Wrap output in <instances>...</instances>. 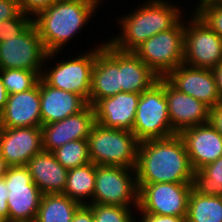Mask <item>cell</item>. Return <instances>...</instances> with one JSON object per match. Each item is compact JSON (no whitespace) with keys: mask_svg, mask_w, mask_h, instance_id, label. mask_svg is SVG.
<instances>
[{"mask_svg":"<svg viewBox=\"0 0 222 222\" xmlns=\"http://www.w3.org/2000/svg\"><path fill=\"white\" fill-rule=\"evenodd\" d=\"M165 79L177 90L202 101L209 107L222 102L212 69L181 64Z\"/></svg>","mask_w":222,"mask_h":222,"instance_id":"cell-13","label":"cell"},{"mask_svg":"<svg viewBox=\"0 0 222 222\" xmlns=\"http://www.w3.org/2000/svg\"><path fill=\"white\" fill-rule=\"evenodd\" d=\"M95 176L96 165L92 162L69 169L63 195L68 196L81 205L93 204ZM88 200L89 202H86Z\"/></svg>","mask_w":222,"mask_h":222,"instance_id":"cell-24","label":"cell"},{"mask_svg":"<svg viewBox=\"0 0 222 222\" xmlns=\"http://www.w3.org/2000/svg\"><path fill=\"white\" fill-rule=\"evenodd\" d=\"M4 180L9 190L8 221H35L43 193L27 166H9Z\"/></svg>","mask_w":222,"mask_h":222,"instance_id":"cell-12","label":"cell"},{"mask_svg":"<svg viewBox=\"0 0 222 222\" xmlns=\"http://www.w3.org/2000/svg\"><path fill=\"white\" fill-rule=\"evenodd\" d=\"M197 4L193 11L222 38V4L216 0H199Z\"/></svg>","mask_w":222,"mask_h":222,"instance_id":"cell-31","label":"cell"},{"mask_svg":"<svg viewBox=\"0 0 222 222\" xmlns=\"http://www.w3.org/2000/svg\"><path fill=\"white\" fill-rule=\"evenodd\" d=\"M68 1H79L82 3L88 4L89 6L95 8V9L99 8V5H102L101 4L102 0H68Z\"/></svg>","mask_w":222,"mask_h":222,"instance_id":"cell-42","label":"cell"},{"mask_svg":"<svg viewBox=\"0 0 222 222\" xmlns=\"http://www.w3.org/2000/svg\"><path fill=\"white\" fill-rule=\"evenodd\" d=\"M42 75V71L21 69H0V77L8 94L19 93L34 88Z\"/></svg>","mask_w":222,"mask_h":222,"instance_id":"cell-29","label":"cell"},{"mask_svg":"<svg viewBox=\"0 0 222 222\" xmlns=\"http://www.w3.org/2000/svg\"><path fill=\"white\" fill-rule=\"evenodd\" d=\"M132 132L139 142L164 139L176 134L168 115L164 78H159L149 89L141 93Z\"/></svg>","mask_w":222,"mask_h":222,"instance_id":"cell-6","label":"cell"},{"mask_svg":"<svg viewBox=\"0 0 222 222\" xmlns=\"http://www.w3.org/2000/svg\"><path fill=\"white\" fill-rule=\"evenodd\" d=\"M164 90L171 127L176 134H180L186 128L208 123L209 106L180 92L165 78Z\"/></svg>","mask_w":222,"mask_h":222,"instance_id":"cell-17","label":"cell"},{"mask_svg":"<svg viewBox=\"0 0 222 222\" xmlns=\"http://www.w3.org/2000/svg\"><path fill=\"white\" fill-rule=\"evenodd\" d=\"M57 0H18L20 9L31 18H35Z\"/></svg>","mask_w":222,"mask_h":222,"instance_id":"cell-33","label":"cell"},{"mask_svg":"<svg viewBox=\"0 0 222 222\" xmlns=\"http://www.w3.org/2000/svg\"><path fill=\"white\" fill-rule=\"evenodd\" d=\"M2 117L4 128L42 127L40 80L32 89L9 94Z\"/></svg>","mask_w":222,"mask_h":222,"instance_id":"cell-20","label":"cell"},{"mask_svg":"<svg viewBox=\"0 0 222 222\" xmlns=\"http://www.w3.org/2000/svg\"><path fill=\"white\" fill-rule=\"evenodd\" d=\"M32 22L33 18L22 11L14 18L1 21L0 42H5V39L16 38V36L20 35Z\"/></svg>","mask_w":222,"mask_h":222,"instance_id":"cell-32","label":"cell"},{"mask_svg":"<svg viewBox=\"0 0 222 222\" xmlns=\"http://www.w3.org/2000/svg\"><path fill=\"white\" fill-rule=\"evenodd\" d=\"M184 16L169 30L152 36L133 52L159 77L183 64Z\"/></svg>","mask_w":222,"mask_h":222,"instance_id":"cell-5","label":"cell"},{"mask_svg":"<svg viewBox=\"0 0 222 222\" xmlns=\"http://www.w3.org/2000/svg\"><path fill=\"white\" fill-rule=\"evenodd\" d=\"M191 13L192 15L188 17L189 22L184 20L183 64L195 68L213 69L222 61V38L194 11Z\"/></svg>","mask_w":222,"mask_h":222,"instance_id":"cell-10","label":"cell"},{"mask_svg":"<svg viewBox=\"0 0 222 222\" xmlns=\"http://www.w3.org/2000/svg\"><path fill=\"white\" fill-rule=\"evenodd\" d=\"M9 190L7 189L6 182L3 178H0V214L8 221V198Z\"/></svg>","mask_w":222,"mask_h":222,"instance_id":"cell-37","label":"cell"},{"mask_svg":"<svg viewBox=\"0 0 222 222\" xmlns=\"http://www.w3.org/2000/svg\"><path fill=\"white\" fill-rule=\"evenodd\" d=\"M4 129L3 127V117H2V110L0 109V132Z\"/></svg>","mask_w":222,"mask_h":222,"instance_id":"cell-43","label":"cell"},{"mask_svg":"<svg viewBox=\"0 0 222 222\" xmlns=\"http://www.w3.org/2000/svg\"><path fill=\"white\" fill-rule=\"evenodd\" d=\"M7 222H34V221H7Z\"/></svg>","mask_w":222,"mask_h":222,"instance_id":"cell-45","label":"cell"},{"mask_svg":"<svg viewBox=\"0 0 222 222\" xmlns=\"http://www.w3.org/2000/svg\"><path fill=\"white\" fill-rule=\"evenodd\" d=\"M97 46L76 57L61 60L51 69H43L41 78L51 87L78 94L89 102L92 71L102 44Z\"/></svg>","mask_w":222,"mask_h":222,"instance_id":"cell-9","label":"cell"},{"mask_svg":"<svg viewBox=\"0 0 222 222\" xmlns=\"http://www.w3.org/2000/svg\"><path fill=\"white\" fill-rule=\"evenodd\" d=\"M121 92L143 93L159 77L134 53L119 50Z\"/></svg>","mask_w":222,"mask_h":222,"instance_id":"cell-23","label":"cell"},{"mask_svg":"<svg viewBox=\"0 0 222 222\" xmlns=\"http://www.w3.org/2000/svg\"><path fill=\"white\" fill-rule=\"evenodd\" d=\"M141 214L186 217L192 183L138 184Z\"/></svg>","mask_w":222,"mask_h":222,"instance_id":"cell-11","label":"cell"},{"mask_svg":"<svg viewBox=\"0 0 222 222\" xmlns=\"http://www.w3.org/2000/svg\"><path fill=\"white\" fill-rule=\"evenodd\" d=\"M186 222H222V196L202 195L191 190Z\"/></svg>","mask_w":222,"mask_h":222,"instance_id":"cell-26","label":"cell"},{"mask_svg":"<svg viewBox=\"0 0 222 222\" xmlns=\"http://www.w3.org/2000/svg\"><path fill=\"white\" fill-rule=\"evenodd\" d=\"M0 222H7V220L0 214Z\"/></svg>","mask_w":222,"mask_h":222,"instance_id":"cell-44","label":"cell"},{"mask_svg":"<svg viewBox=\"0 0 222 222\" xmlns=\"http://www.w3.org/2000/svg\"><path fill=\"white\" fill-rule=\"evenodd\" d=\"M8 92L5 89V86L3 84V81L0 77V109L3 110L6 106L7 100H8Z\"/></svg>","mask_w":222,"mask_h":222,"instance_id":"cell-40","label":"cell"},{"mask_svg":"<svg viewBox=\"0 0 222 222\" xmlns=\"http://www.w3.org/2000/svg\"><path fill=\"white\" fill-rule=\"evenodd\" d=\"M170 0H147L120 17V35L107 40L117 50L133 52L146 40L172 28L183 16L181 7Z\"/></svg>","mask_w":222,"mask_h":222,"instance_id":"cell-2","label":"cell"},{"mask_svg":"<svg viewBox=\"0 0 222 222\" xmlns=\"http://www.w3.org/2000/svg\"><path fill=\"white\" fill-rule=\"evenodd\" d=\"M212 73L217 84L218 93L222 100V61L219 62L213 69Z\"/></svg>","mask_w":222,"mask_h":222,"instance_id":"cell-39","label":"cell"},{"mask_svg":"<svg viewBox=\"0 0 222 222\" xmlns=\"http://www.w3.org/2000/svg\"><path fill=\"white\" fill-rule=\"evenodd\" d=\"M135 173L137 184L192 183L194 170L182 137L139 142Z\"/></svg>","mask_w":222,"mask_h":222,"instance_id":"cell-1","label":"cell"},{"mask_svg":"<svg viewBox=\"0 0 222 222\" xmlns=\"http://www.w3.org/2000/svg\"><path fill=\"white\" fill-rule=\"evenodd\" d=\"M93 203L120 207L134 205L138 209L139 188L135 169L96 165Z\"/></svg>","mask_w":222,"mask_h":222,"instance_id":"cell-7","label":"cell"},{"mask_svg":"<svg viewBox=\"0 0 222 222\" xmlns=\"http://www.w3.org/2000/svg\"><path fill=\"white\" fill-rule=\"evenodd\" d=\"M97 10L79 1L57 0L33 22L47 53L61 52L68 41L88 25ZM66 44V45H65Z\"/></svg>","mask_w":222,"mask_h":222,"instance_id":"cell-3","label":"cell"},{"mask_svg":"<svg viewBox=\"0 0 222 222\" xmlns=\"http://www.w3.org/2000/svg\"><path fill=\"white\" fill-rule=\"evenodd\" d=\"M56 54L59 55L58 52H46L37 27L32 22L16 38L0 42V69L43 71L45 62L49 64L57 57Z\"/></svg>","mask_w":222,"mask_h":222,"instance_id":"cell-8","label":"cell"},{"mask_svg":"<svg viewBox=\"0 0 222 222\" xmlns=\"http://www.w3.org/2000/svg\"><path fill=\"white\" fill-rule=\"evenodd\" d=\"M95 123L94 108L88 104L61 121L42 125L43 150L53 152L72 140L87 139Z\"/></svg>","mask_w":222,"mask_h":222,"instance_id":"cell-14","label":"cell"},{"mask_svg":"<svg viewBox=\"0 0 222 222\" xmlns=\"http://www.w3.org/2000/svg\"><path fill=\"white\" fill-rule=\"evenodd\" d=\"M140 95L119 92L99 100L93 106L96 122L107 128L132 131Z\"/></svg>","mask_w":222,"mask_h":222,"instance_id":"cell-19","label":"cell"},{"mask_svg":"<svg viewBox=\"0 0 222 222\" xmlns=\"http://www.w3.org/2000/svg\"><path fill=\"white\" fill-rule=\"evenodd\" d=\"M193 189L202 195L222 196V156L194 170Z\"/></svg>","mask_w":222,"mask_h":222,"instance_id":"cell-27","label":"cell"},{"mask_svg":"<svg viewBox=\"0 0 222 222\" xmlns=\"http://www.w3.org/2000/svg\"><path fill=\"white\" fill-rule=\"evenodd\" d=\"M89 157L95 165L135 169L139 141L132 131L95 123L87 138Z\"/></svg>","mask_w":222,"mask_h":222,"instance_id":"cell-4","label":"cell"},{"mask_svg":"<svg viewBox=\"0 0 222 222\" xmlns=\"http://www.w3.org/2000/svg\"><path fill=\"white\" fill-rule=\"evenodd\" d=\"M57 161L67 170L91 162L87 139L72 140L53 151Z\"/></svg>","mask_w":222,"mask_h":222,"instance_id":"cell-28","label":"cell"},{"mask_svg":"<svg viewBox=\"0 0 222 222\" xmlns=\"http://www.w3.org/2000/svg\"><path fill=\"white\" fill-rule=\"evenodd\" d=\"M71 222H94L93 212L89 205H81Z\"/></svg>","mask_w":222,"mask_h":222,"instance_id":"cell-38","label":"cell"},{"mask_svg":"<svg viewBox=\"0 0 222 222\" xmlns=\"http://www.w3.org/2000/svg\"><path fill=\"white\" fill-rule=\"evenodd\" d=\"M9 168V165L0 153V178H3Z\"/></svg>","mask_w":222,"mask_h":222,"instance_id":"cell-41","label":"cell"},{"mask_svg":"<svg viewBox=\"0 0 222 222\" xmlns=\"http://www.w3.org/2000/svg\"><path fill=\"white\" fill-rule=\"evenodd\" d=\"M121 92L119 50L108 41L96 54L91 78V92L88 104L92 107L101 99Z\"/></svg>","mask_w":222,"mask_h":222,"instance_id":"cell-15","label":"cell"},{"mask_svg":"<svg viewBox=\"0 0 222 222\" xmlns=\"http://www.w3.org/2000/svg\"><path fill=\"white\" fill-rule=\"evenodd\" d=\"M95 222H136L132 207H120L102 204H88ZM135 217V218H133Z\"/></svg>","mask_w":222,"mask_h":222,"instance_id":"cell-30","label":"cell"},{"mask_svg":"<svg viewBox=\"0 0 222 222\" xmlns=\"http://www.w3.org/2000/svg\"><path fill=\"white\" fill-rule=\"evenodd\" d=\"M26 166L43 194H63L68 170L57 161L53 152L43 150L35 154Z\"/></svg>","mask_w":222,"mask_h":222,"instance_id":"cell-22","label":"cell"},{"mask_svg":"<svg viewBox=\"0 0 222 222\" xmlns=\"http://www.w3.org/2000/svg\"><path fill=\"white\" fill-rule=\"evenodd\" d=\"M142 215V216H141ZM140 222H186V217H175L169 215L141 214ZM137 222H139L137 220Z\"/></svg>","mask_w":222,"mask_h":222,"instance_id":"cell-36","label":"cell"},{"mask_svg":"<svg viewBox=\"0 0 222 222\" xmlns=\"http://www.w3.org/2000/svg\"><path fill=\"white\" fill-rule=\"evenodd\" d=\"M41 151V127L4 128L0 132V153L9 166H26Z\"/></svg>","mask_w":222,"mask_h":222,"instance_id":"cell-16","label":"cell"},{"mask_svg":"<svg viewBox=\"0 0 222 222\" xmlns=\"http://www.w3.org/2000/svg\"><path fill=\"white\" fill-rule=\"evenodd\" d=\"M88 102L78 94L53 88L40 78V108L42 125L61 121L82 111Z\"/></svg>","mask_w":222,"mask_h":222,"instance_id":"cell-21","label":"cell"},{"mask_svg":"<svg viewBox=\"0 0 222 222\" xmlns=\"http://www.w3.org/2000/svg\"><path fill=\"white\" fill-rule=\"evenodd\" d=\"M208 123L222 136V102L210 107Z\"/></svg>","mask_w":222,"mask_h":222,"instance_id":"cell-35","label":"cell"},{"mask_svg":"<svg viewBox=\"0 0 222 222\" xmlns=\"http://www.w3.org/2000/svg\"><path fill=\"white\" fill-rule=\"evenodd\" d=\"M179 135L193 170H199L222 156V136L209 123L186 128Z\"/></svg>","mask_w":222,"mask_h":222,"instance_id":"cell-18","label":"cell"},{"mask_svg":"<svg viewBox=\"0 0 222 222\" xmlns=\"http://www.w3.org/2000/svg\"><path fill=\"white\" fill-rule=\"evenodd\" d=\"M80 206L63 194H43L34 222H71Z\"/></svg>","mask_w":222,"mask_h":222,"instance_id":"cell-25","label":"cell"},{"mask_svg":"<svg viewBox=\"0 0 222 222\" xmlns=\"http://www.w3.org/2000/svg\"><path fill=\"white\" fill-rule=\"evenodd\" d=\"M20 12L18 0H0V22L14 18Z\"/></svg>","mask_w":222,"mask_h":222,"instance_id":"cell-34","label":"cell"}]
</instances>
